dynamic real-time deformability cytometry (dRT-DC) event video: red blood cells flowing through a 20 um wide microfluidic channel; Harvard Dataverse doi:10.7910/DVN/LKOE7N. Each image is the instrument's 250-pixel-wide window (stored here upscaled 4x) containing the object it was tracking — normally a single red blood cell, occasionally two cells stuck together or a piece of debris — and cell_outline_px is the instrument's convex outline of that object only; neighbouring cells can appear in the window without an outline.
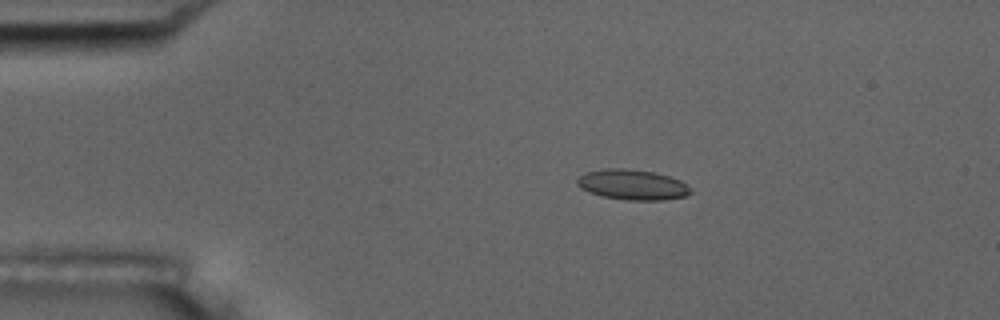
{"species": "common noctule bat (a hibernating species)", "species_latin": "Nyctalus noctula", "temperature_condition": "room temperature", "stored_images_in_passage": 54, "camera_frame_rate_fps": 3000, "um_per_image_px": 0.085, "animal": {"sex": "male", "body_mass_g": 17.5, "forearm_length_mm": 52.3}, "frame": {"image": 1, "passage_image": 9, "time_ms": 2.667, "image_size_px": [1000, 320], "cell_outline_px": [[692, 192], [684, 196], [664, 200], [628, 200], [600, 196], [588, 192], [580, 188], [576, 184], [576, 180], [584, 172], [604, 168], [624, 168], [652, 172], [668, 176], [680, 180], [688, 184]], "centroid_in_image_um": [53.72, 15.7], "position_along_channel_um": 31.3, "area_um2": 20.17}, "authors_computed_cell_mechanics": {"area_um2": 19.2185, "velocity_mm_per_s": 3.6129, "shape_relaxation_time_tau1_ms": null, "shape_relaxation_time_tau2_ms": 1.7172, "deformation_change_tau1": null, "deformation_change_tau2": 0.0736}}